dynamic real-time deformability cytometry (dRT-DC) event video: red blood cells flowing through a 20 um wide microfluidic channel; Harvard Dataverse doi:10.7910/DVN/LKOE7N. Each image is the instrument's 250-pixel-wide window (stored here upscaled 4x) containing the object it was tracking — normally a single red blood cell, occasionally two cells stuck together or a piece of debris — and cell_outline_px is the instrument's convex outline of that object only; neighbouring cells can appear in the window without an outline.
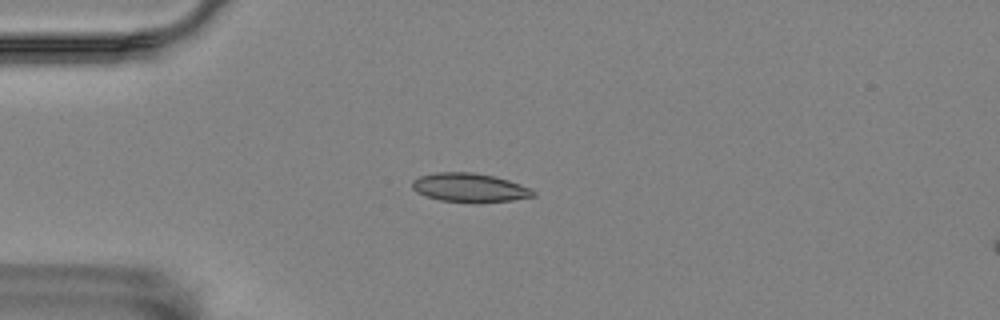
{"species": "Egyptian fruit bat (a non-hibernating species)", "species_latin": "Rousettus aegyptiacus", "temperature_condition": "room temperature", "stored_images_in_passage": 49, "camera_frame_rate_fps": 3000, "um_per_image_px": 0.085, "animal": {"sex": "female"}, "frame": {"image": 1, "passage_image": 14, "time_ms": 4.333, "image_size_px": [1000, 320], "cell_outline_px": [[536, 196], [512, 200], [480, 204], [476, 204], [440, 200], [416, 192], [412, 188], [412, 180], [420, 176], [436, 172], [472, 172], [492, 176], [508, 180], [532, 188], [536, 192]], "centroid_in_image_um": [39.95, 15.97], "position_along_channel_um": 45.1, "area_um2": 20.69}}
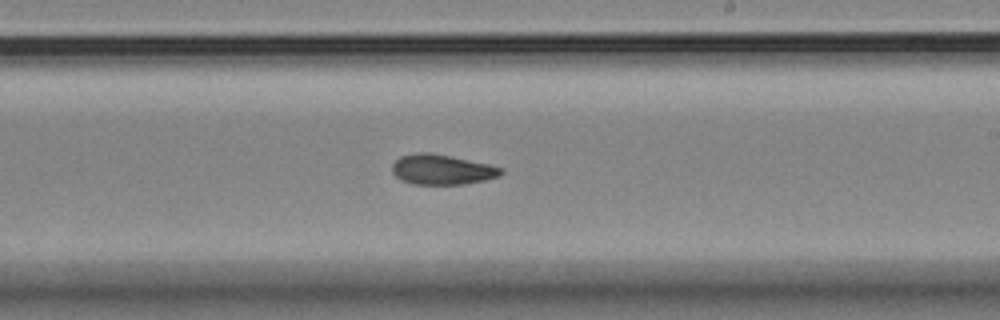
{"frame": {"image": 2, "passage_image": 33, "time_ms": 10.667, "image_size_px": [1000, 320], "cell_outline_px": [[504, 172], [500, 176], [484, 180], [464, 184], [412, 184], [400, 180], [392, 172], [392, 164], [400, 156], [416, 152], [428, 152], [452, 156], [488, 164], [504, 168]], "centroid_in_image_um": [37.56, 14.41], "position_along_channel_um": 251.4, "area_um2": 19.25}}
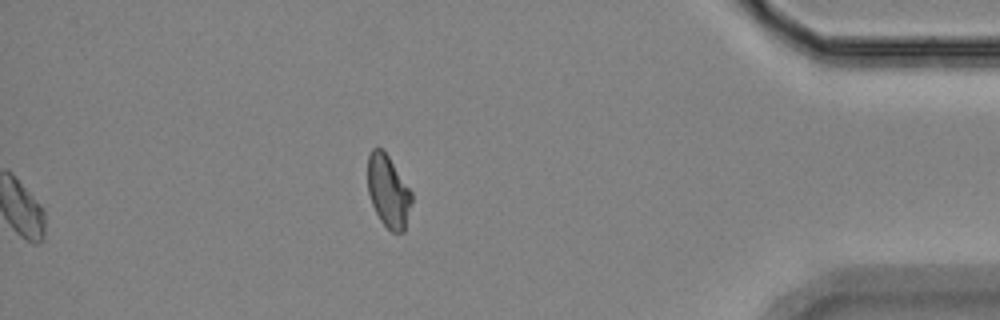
{"frame": {"image": 3, "passage_image": 49, "time_ms": 16.0, "image_size_px": [1000, 320], "cell_outline_px": [[412, 204], [404, 232], [392, 232], [380, 220], [372, 204], [368, 192], [368, 156], [372, 148], [384, 148], [412, 192]], "centroid_in_image_um": [33.01, 16.24], "position_along_channel_um": 402.2, "area_um2": 18.67}, "authors_computed_cell_mechanics": {"area_um2": 19.3052, "velocity_mm_per_s": 3.5403, "shape_relaxation_time_tau1_ms": 8.265, "shape_relaxation_time_tau2_ms": 4.1353, "deformation_change_tau1": 0.1464, "deformation_change_tau2": 0.0792}}